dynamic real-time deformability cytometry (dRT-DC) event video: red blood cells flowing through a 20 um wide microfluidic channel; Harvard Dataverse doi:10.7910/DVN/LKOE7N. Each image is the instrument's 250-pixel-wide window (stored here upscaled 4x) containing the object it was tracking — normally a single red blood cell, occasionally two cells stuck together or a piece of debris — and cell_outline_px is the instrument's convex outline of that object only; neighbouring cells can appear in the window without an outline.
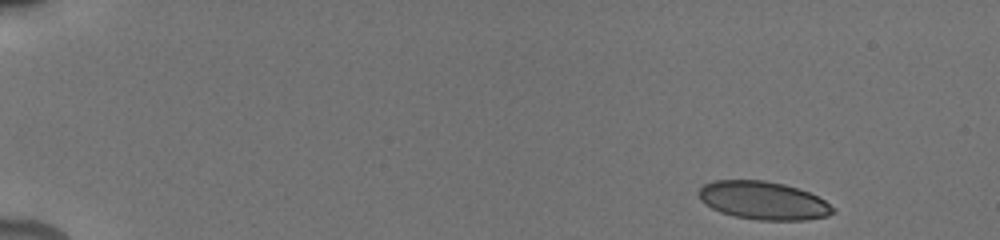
{"species": "human", "species_latin": "Homo sapiens", "temperature_condition": "cold", "stored_images_in_passage": 12, "camera_frame_rate_fps": 3000, "um_per_image_px": 0.085, "donor": {"sex": "male"}, "frame": {"image": 1, "passage_image": 1, "time_ms": 0.0, "image_size_px": [1000, 240], "cell_outline_px": [[836, 212], [828, 216], [804, 220], [760, 220], [736, 216], [720, 212], [704, 204], [700, 200], [696, 192], [704, 184], [712, 180], [764, 180], [784, 184], [808, 192], [824, 200], [836, 208]], "centroid_in_image_um": [64.86, 17.04], "position_along_channel_um": 20.1, "area_um2": 29.94}}
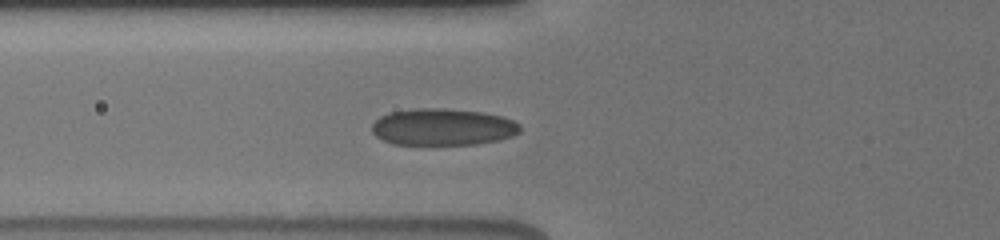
{"frame": {"image": 2, "passage_image": 9, "time_ms": 5.333, "image_size_px": [1000, 240], "cell_outline_px": [[520, 132], [512, 136], [500, 140], [476, 144], [392, 144], [376, 136], [372, 132], [372, 124], [380, 116], [388, 112], [416, 108], [440, 108], [484, 112], [500, 116], [512, 120], [520, 124]], "centroid_in_image_um": [37.63, 10.79], "position_along_channel_um": 88.2, "area_um2": 31.85}}
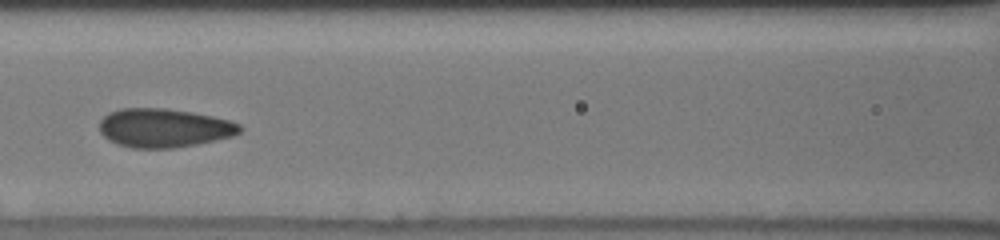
{"frame": {"image": 3, "passage_image": 11, "time_ms": 7.0, "image_size_px": [1000, 240], "cell_outline_px": [[244, 128], [240, 132], [232, 136], [196, 144], [172, 148], [132, 148], [108, 140], [100, 132], [100, 120], [108, 112], [120, 108], [168, 108], [192, 112], [212, 116], [228, 120], [240, 124]], "centroid_in_image_um": [13.93, 10.86], "position_along_channel_um": 152.7, "area_um2": 31.73}}